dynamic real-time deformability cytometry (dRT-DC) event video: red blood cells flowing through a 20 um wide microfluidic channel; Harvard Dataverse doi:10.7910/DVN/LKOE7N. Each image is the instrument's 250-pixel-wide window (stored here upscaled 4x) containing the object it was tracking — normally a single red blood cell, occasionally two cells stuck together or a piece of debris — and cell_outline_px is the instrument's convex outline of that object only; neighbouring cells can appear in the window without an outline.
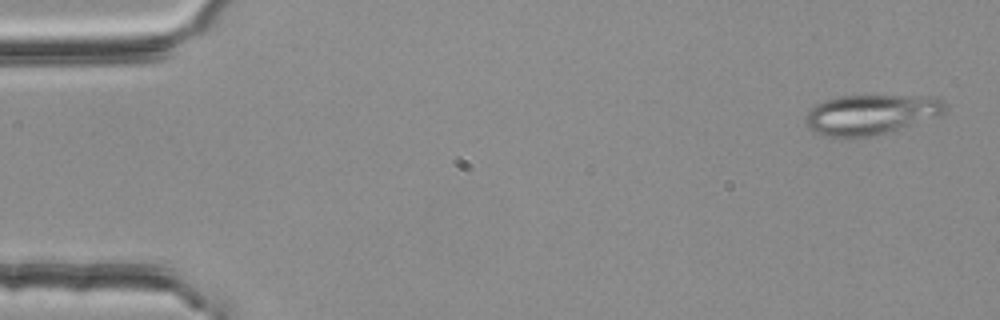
{"species": "common noctule bat (a hibernating species)", "species_latin": "Nyctalus noctula", "temperature_condition": "room temperature", "stored_images_in_passage": 4, "camera_frame_rate_fps": 3000, "um_per_image_px": 0.085, "animal": {"sex": "female", "body_mass_g": 25.1}, "frame": {"image": 1, "passage_image": 1, "time_ms": 0.0, "image_size_px": [1000, 320], "cell_outline_px": [[944, 112], [936, 116], [872, 136], [820, 136], [812, 132], [808, 128], [804, 116], [816, 104], [824, 100], [840, 96], [936, 96], [944, 100]], "centroid_in_image_um": [73.95, 9.71], "position_along_channel_um": 11.0, "area_um2": 31.96}}